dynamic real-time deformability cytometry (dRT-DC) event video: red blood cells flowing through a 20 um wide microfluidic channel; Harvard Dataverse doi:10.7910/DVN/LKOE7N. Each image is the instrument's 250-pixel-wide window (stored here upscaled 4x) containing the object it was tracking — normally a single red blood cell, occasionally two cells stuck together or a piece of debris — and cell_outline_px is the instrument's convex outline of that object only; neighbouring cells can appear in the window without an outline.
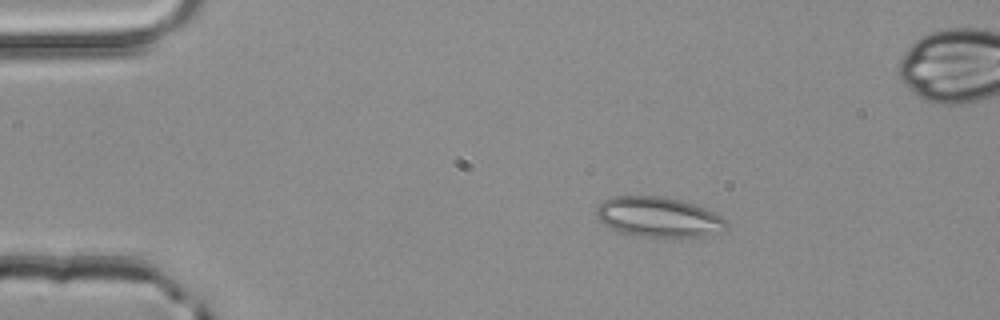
{"species": "common noctule bat (a hibernating species)", "species_latin": "Nyctalus noctula", "temperature_condition": "room temperature", "stored_images_in_passage": 46, "segment_of_instrument_passage": [1, 2], "camera_frame_rate_fps": 3000, "um_per_image_px": 0.085, "animal": {"sex": "male", "body_mass_g": 20.4}, "frame": {"image": 1, "passage_image": 2, "time_ms": 0.333, "image_size_px": [1000, 320], "cell_outline_px": [[728, 228], [704, 236], [644, 236], [620, 232], [604, 224], [596, 216], [596, 208], [604, 200], [612, 196], [664, 196], [680, 200], [704, 208], [728, 220]], "centroid_in_image_um": [55.96, 18.43], "position_along_channel_um": 29.0, "area_um2": 29.94}}
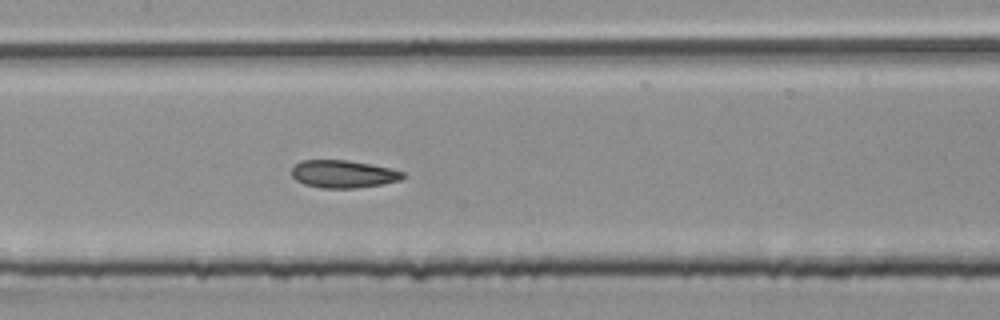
{"frame": {"image": 2, "passage_image": 18, "time_ms": 5.667, "image_size_px": [1000, 320], "cell_outline_px": [[404, 176], [400, 180], [380, 184], [356, 188], [320, 188], [304, 184], [296, 180], [292, 176], [292, 168], [300, 160], [348, 160], [388, 168], [404, 172]], "centroid_in_image_um": [29.13, 14.79], "position_along_channel_um": 178.3, "area_um2": 17.74}}
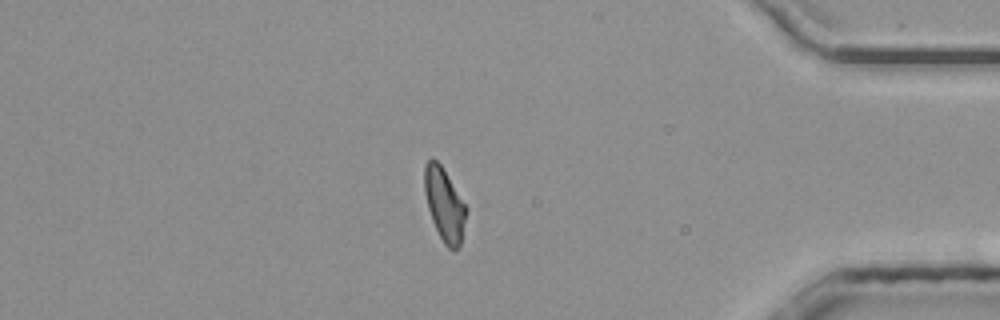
{"frame": {"image": 3, "passage_image": 37, "time_ms": 12.0, "image_size_px": [1000, 320], "cell_outline_px": [[468, 208], [460, 244], [452, 252], [444, 244], [432, 220], [428, 208], [424, 192], [424, 164], [432, 156], [440, 164]], "centroid_in_image_um": [37.76, 17.37], "position_along_channel_um": 397.4, "area_um2": 17.69}}